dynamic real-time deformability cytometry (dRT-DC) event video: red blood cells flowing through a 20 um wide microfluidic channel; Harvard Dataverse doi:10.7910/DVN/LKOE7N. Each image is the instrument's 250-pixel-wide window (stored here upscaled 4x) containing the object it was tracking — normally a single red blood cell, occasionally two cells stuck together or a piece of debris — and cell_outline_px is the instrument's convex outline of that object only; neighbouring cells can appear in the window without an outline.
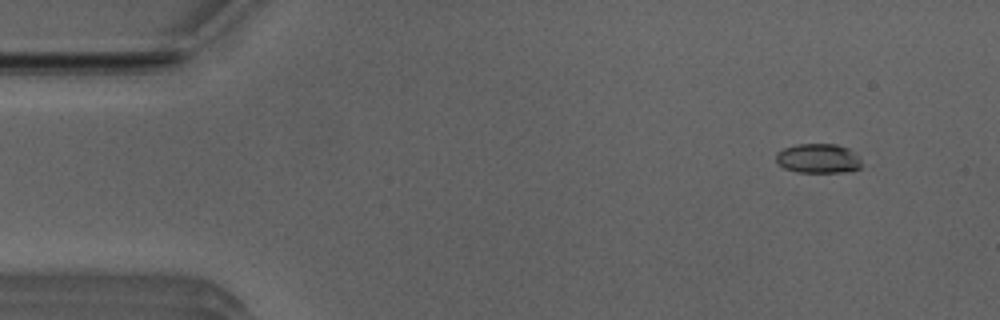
{"species": "Egyptian fruit bat (a non-hibernating species)", "species_latin": "Rousettus aegyptiacus", "temperature_condition": "room temperature", "stored_images_in_passage": 8, "camera_frame_rate_fps": 3000, "um_per_image_px": 0.085, "animal": {"sex": "male"}, "frame": {"image": 1, "passage_image": 5, "time_ms": 1.333, "image_size_px": [1000, 320], "cell_outline_px": [[860, 168], [844, 172], [796, 172], [784, 168], [776, 160], [776, 152], [784, 148], [796, 144], [836, 144], [848, 148], [860, 160]], "centroid_in_image_um": [69.51, 13.46], "position_along_channel_um": 15.5, "area_um2": 14.57}}